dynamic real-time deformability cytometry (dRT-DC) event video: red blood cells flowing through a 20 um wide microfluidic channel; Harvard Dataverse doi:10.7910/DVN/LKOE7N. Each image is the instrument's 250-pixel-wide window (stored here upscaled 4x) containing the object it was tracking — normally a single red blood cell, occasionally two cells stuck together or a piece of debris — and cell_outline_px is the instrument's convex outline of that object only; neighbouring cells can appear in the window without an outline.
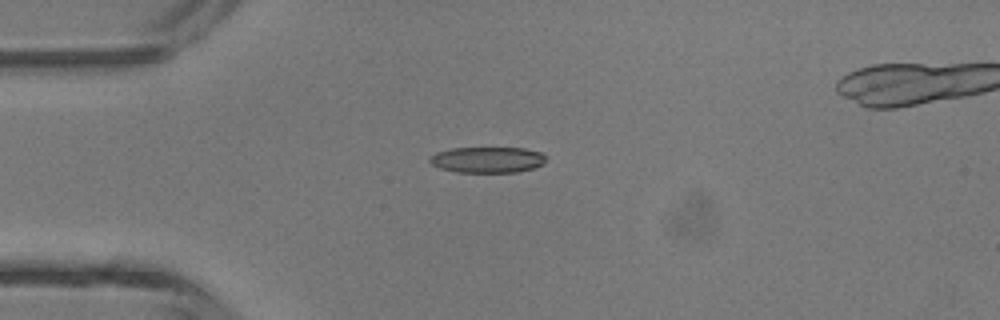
{"species": "common noctule bat (a hibernating species)", "species_latin": "Nyctalus noctula", "temperature_condition": "room temperature", "stored_images_in_passage": 5, "camera_frame_rate_fps": 3000, "um_per_image_px": 0.085, "animal": {"sex": "male", "body_mass_g": 13.3}, "frame": {"image": 1, "passage_image": 4, "time_ms": 3.333, "image_size_px": [1000, 320], "cell_outline_px": [[544, 164], [536, 168], [516, 172], [456, 172], [440, 168], [432, 164], [428, 160], [428, 156], [436, 152], [452, 148], [524, 148], [540, 152], [544, 156]], "centroid_in_image_um": [41.41, 13.58], "position_along_channel_um": 43.6, "area_um2": 17.63}}